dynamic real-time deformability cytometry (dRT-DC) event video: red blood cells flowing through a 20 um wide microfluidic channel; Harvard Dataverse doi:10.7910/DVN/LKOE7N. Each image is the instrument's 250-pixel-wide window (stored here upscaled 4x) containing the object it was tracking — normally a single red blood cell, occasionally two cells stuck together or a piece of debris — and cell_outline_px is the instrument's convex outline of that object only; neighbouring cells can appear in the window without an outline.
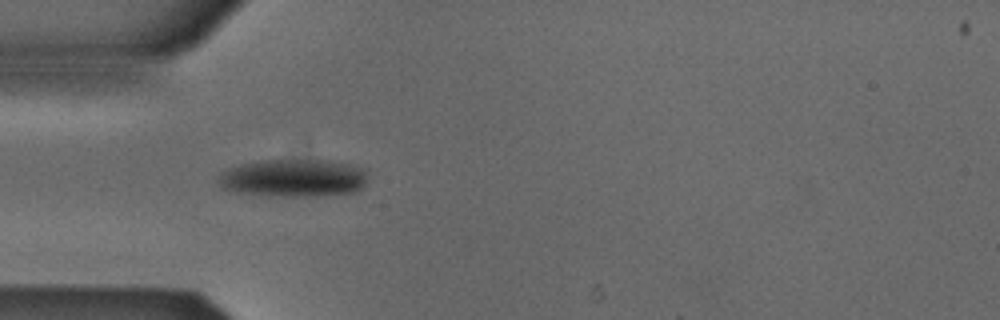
{"species": "Egyptian fruit bat (a non-hibernating species)", "species_latin": "Rousettus aegyptiacus", "temperature_condition": "cold", "stored_images_in_passage": 35, "camera_frame_rate_fps": 3000, "um_per_image_px": 0.085, "animal": {"sex": "male"}, "frame": {"image": 1, "passage_image": 1, "time_ms": 0.0, "image_size_px": [1000, 320], "cell_outline_px": [[368, 176], [364, 184], [356, 192], [316, 196], [268, 196], [240, 192], [220, 188], [220, 172], [228, 168], [240, 164], [264, 160], [328, 160], [352, 164], [368, 168]], "centroid_in_image_um": [25.01, 15.12], "position_along_channel_um": 60.0, "area_um2": 33.23}}
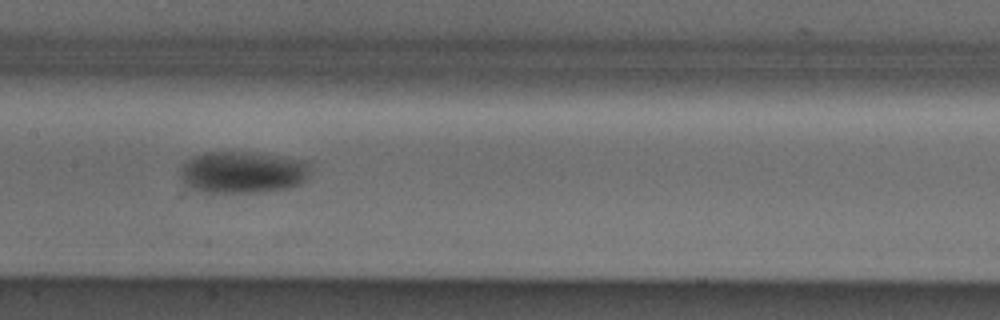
{"frame": {"image": 2, "passage_image": 11, "time_ms": 3.333, "image_size_px": [1000, 320], "cell_outline_px": [[312, 164], [308, 176], [300, 184], [288, 188], [256, 192], [200, 192], [184, 184], [180, 180], [180, 168], [188, 160], [196, 156], [208, 152], [248, 152], [312, 160]], "centroid_in_image_um": [20.67, 14.64], "position_along_channel_um": 186.7, "area_um2": 32.02}}
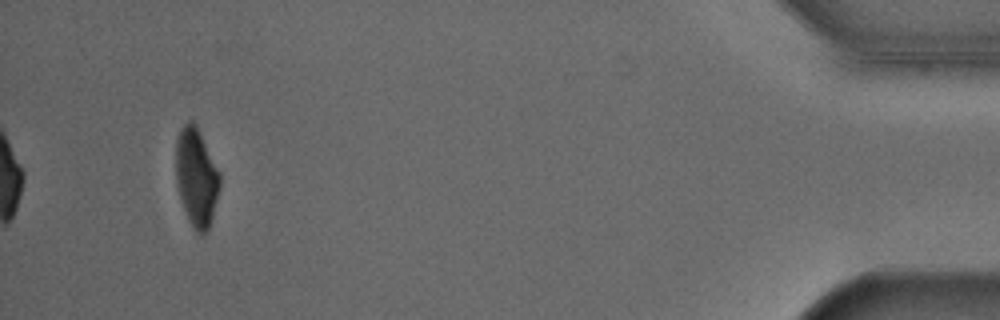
{"frame": {"image": 3, "passage_image": 35, "time_ms": 11.333, "image_size_px": [1000, 320], "cell_outline_px": [[220, 188], [212, 216], [208, 228], [200, 236], [192, 228], [188, 220], [176, 184], [176, 140], [180, 128], [188, 120], [192, 120], [196, 124], [220, 172]], "centroid_in_image_um": [16.69, 15.04], "position_along_channel_um": 418.5, "area_um2": 25.2}}